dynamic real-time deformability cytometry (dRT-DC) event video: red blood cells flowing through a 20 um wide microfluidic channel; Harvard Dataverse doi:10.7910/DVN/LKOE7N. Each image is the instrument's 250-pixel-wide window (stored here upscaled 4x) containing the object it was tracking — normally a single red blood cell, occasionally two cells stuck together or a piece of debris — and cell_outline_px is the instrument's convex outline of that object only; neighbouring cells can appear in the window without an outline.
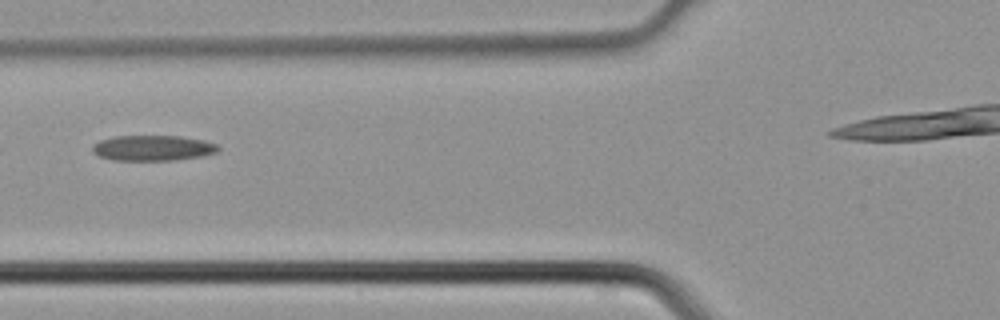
{"species": "common noctule bat (a hibernating species)", "species_latin": "Nyctalus noctula", "temperature_condition": "cold", "stored_images_in_passage": 3, "segment_of_instrument_passage": [1, 2], "camera_frame_rate_fps": 3000, "um_per_image_px": 0.085, "animal": {"sex": "male", "body_mass_g": 21.5, "forearm_length_mm": 52.0}, "frame": {"image": 1, "passage_image": 2, "time_ms": 0.333, "image_size_px": [1000, 320], "cell_outline_px": [[220, 148], [216, 152], [200, 156], [176, 160], [112, 160], [100, 156], [92, 152], [92, 144], [100, 140], [112, 136], [180, 136], [204, 140], [216, 144]], "centroid_in_image_um": [12.95, 12.57], "position_along_channel_um": 112.8, "area_um2": 18.67}}